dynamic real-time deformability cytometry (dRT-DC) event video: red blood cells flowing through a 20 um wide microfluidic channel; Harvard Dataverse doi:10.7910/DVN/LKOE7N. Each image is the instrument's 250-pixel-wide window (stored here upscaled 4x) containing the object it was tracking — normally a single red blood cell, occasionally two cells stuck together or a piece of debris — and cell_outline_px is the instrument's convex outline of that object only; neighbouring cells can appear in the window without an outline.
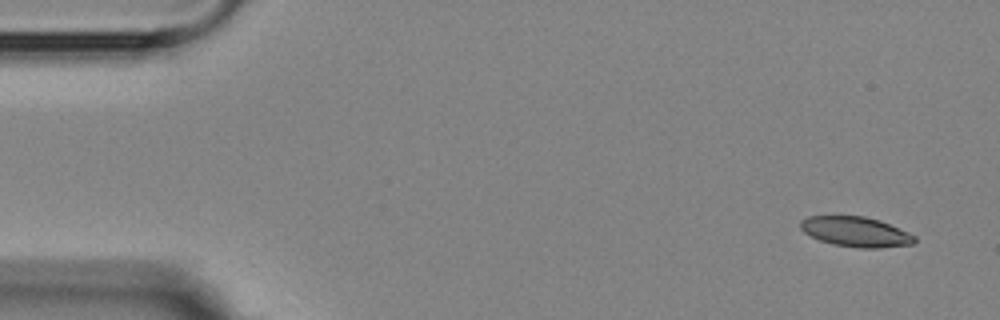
{"species": "Egyptian fruit bat (a non-hibernating species)", "species_latin": "Rousettus aegyptiacus", "temperature_condition": "room temperature", "stored_images_in_passage": 4, "camera_frame_rate_fps": 3000, "um_per_image_px": 0.085, "animal": {"sex": "female"}, "frame": {"image": 1, "passage_image": 1, "time_ms": 0.0, "image_size_px": [1000, 320], "cell_outline_px": [[916, 240], [912, 244], [880, 248], [860, 248], [832, 244], [820, 240], [804, 232], [800, 228], [800, 220], [808, 216], [864, 216], [880, 220], [908, 232], [916, 236]], "centroid_in_image_um": [72.74, 19.7], "position_along_channel_um": 12.3, "area_um2": 19.94}}
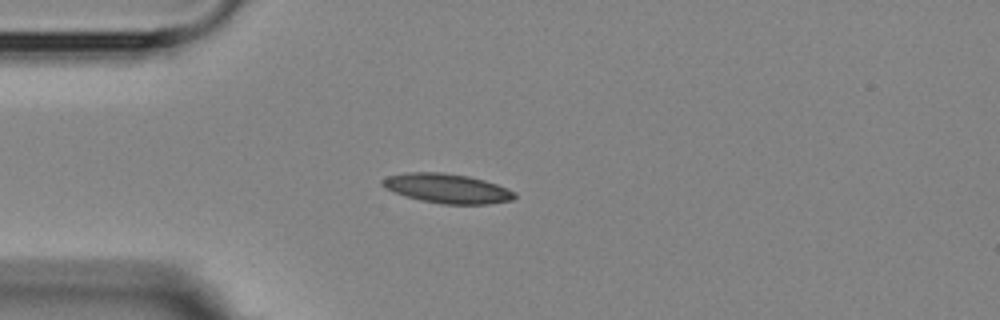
{"frame": {"image": 2, "passage_image": 4, "time_ms": 3.667, "image_size_px": [1000, 320], "cell_outline_px": [[516, 196], [512, 200], [488, 204], [444, 204], [420, 200], [404, 196], [384, 188], [380, 184], [380, 180], [388, 176], [404, 172], [444, 172], [468, 176], [484, 180], [496, 184], [516, 192]], "centroid_in_image_um": [37.97, 16.01], "position_along_channel_um": 47.0, "area_um2": 22.83}}